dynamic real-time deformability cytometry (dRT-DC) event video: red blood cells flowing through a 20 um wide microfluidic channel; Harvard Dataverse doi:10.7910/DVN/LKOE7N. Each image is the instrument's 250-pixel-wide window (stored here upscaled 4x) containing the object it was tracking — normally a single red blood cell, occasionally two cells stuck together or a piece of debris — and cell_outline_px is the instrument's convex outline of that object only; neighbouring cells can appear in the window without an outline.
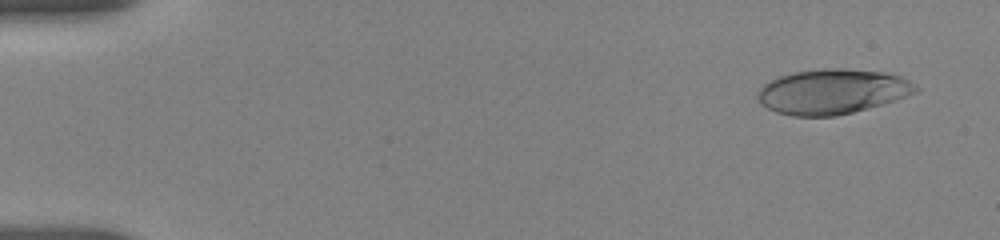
{"species": "human", "species_latin": "Homo sapiens", "temperature_condition": "room temperature", "stored_images_in_passage": 14, "camera_frame_rate_fps": 3000, "um_per_image_px": 0.085, "donor": {"sex": "female"}, "frame": {"image": 1, "passage_image": 3, "time_ms": 0.667, "image_size_px": [1000, 240], "cell_outline_px": [[920, 92], [884, 104], [836, 116], [792, 116], [776, 112], [768, 108], [760, 100], [760, 88], [764, 84], [780, 76], [792, 72], [824, 68], [840, 68], [884, 72], [900, 76], [916, 84], [920, 88]], "centroid_in_image_um": [70.83, 7.78], "position_along_channel_um": 14.2, "area_um2": 41.33}}